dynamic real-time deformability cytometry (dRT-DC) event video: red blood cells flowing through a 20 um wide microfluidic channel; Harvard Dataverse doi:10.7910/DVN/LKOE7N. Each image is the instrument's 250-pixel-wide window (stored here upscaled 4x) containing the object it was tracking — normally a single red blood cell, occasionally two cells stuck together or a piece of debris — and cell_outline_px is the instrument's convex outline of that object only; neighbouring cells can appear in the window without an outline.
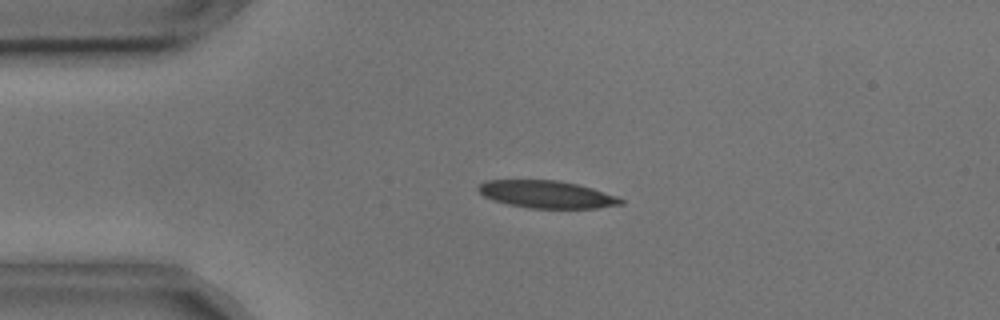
{"species": "common noctule bat (a hibernating species)", "species_latin": "Nyctalus noctula", "temperature_condition": "cold", "stored_images_in_passage": 2, "camera_frame_rate_fps": 3000, "um_per_image_px": 0.085, "animal": {"sex": "male", "body_mass_g": 17.9, "forearm_length_mm": 54.2}, "frame": {"image": 1, "passage_image": 1, "time_ms": 0.0, "image_size_px": [1000, 320], "cell_outline_px": [[624, 204], [596, 208], [528, 208], [508, 204], [484, 196], [476, 188], [484, 180], [556, 180], [576, 184], [592, 188], [616, 196], [624, 200]], "centroid_in_image_um": [46.47, 16.52], "position_along_channel_um": 38.5, "area_um2": 22.6}}